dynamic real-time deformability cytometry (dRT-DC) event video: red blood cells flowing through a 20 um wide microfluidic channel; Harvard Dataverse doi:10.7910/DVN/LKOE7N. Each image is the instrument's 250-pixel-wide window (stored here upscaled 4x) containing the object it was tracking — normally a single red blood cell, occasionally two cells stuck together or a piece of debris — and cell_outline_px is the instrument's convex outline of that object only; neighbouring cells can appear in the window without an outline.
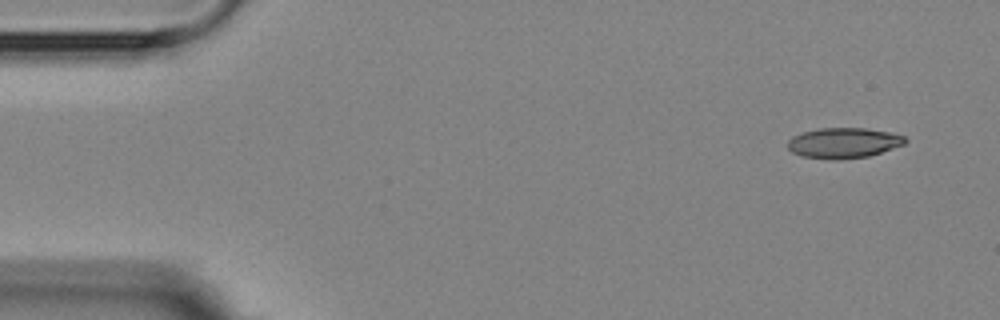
{"species": "Egyptian fruit bat (a non-hibernating species)", "species_latin": "Rousettus aegyptiacus", "temperature_condition": "room temperature", "stored_images_in_passage": 4, "camera_frame_rate_fps": 3000, "um_per_image_px": 0.085, "animal": {"sex": "female"}, "frame": {"image": 1, "passage_image": 1, "time_ms": 0.0, "image_size_px": [1000, 320], "cell_outline_px": [[908, 140], [904, 144], [868, 156], [836, 160], [832, 160], [800, 156], [792, 152], [788, 148], [788, 140], [792, 136], [804, 132], [820, 128], [864, 128], [888, 132], [904, 136]], "centroid_in_image_um": [71.67, 12.15], "position_along_channel_um": 13.3, "area_um2": 20.69}}